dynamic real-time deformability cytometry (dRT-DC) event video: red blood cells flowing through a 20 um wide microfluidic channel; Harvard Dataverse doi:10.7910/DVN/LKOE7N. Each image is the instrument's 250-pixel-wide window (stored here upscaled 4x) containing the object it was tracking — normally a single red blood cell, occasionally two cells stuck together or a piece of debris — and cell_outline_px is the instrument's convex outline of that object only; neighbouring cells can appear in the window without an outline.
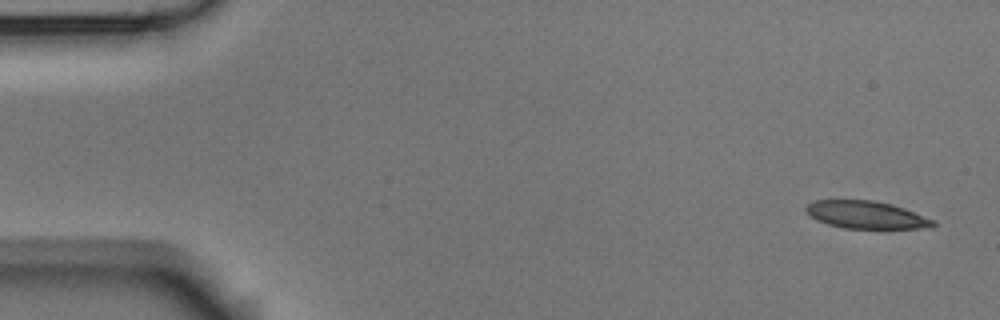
{"species": "Egyptian fruit bat (a non-hibernating species)", "species_latin": "Rousettus aegyptiacus", "temperature_condition": "room temperature", "stored_images_in_passage": 2, "segment_of_instrument_passage": [2, 2], "camera_frame_rate_fps": 3000, "um_per_image_px": 0.085, "animal": {"sex": "male"}, "frame": {"image": 1, "passage_image": 2, "time_ms": 1.333, "image_size_px": [1000, 320], "cell_outline_px": [[936, 224], [932, 228], [844, 228], [828, 224], [816, 220], [804, 208], [808, 204], [816, 200], [872, 200], [892, 204], [904, 208], [936, 220]], "centroid_in_image_um": [73.67, 18.26], "position_along_channel_um": 11.3, "area_um2": 20.35}}